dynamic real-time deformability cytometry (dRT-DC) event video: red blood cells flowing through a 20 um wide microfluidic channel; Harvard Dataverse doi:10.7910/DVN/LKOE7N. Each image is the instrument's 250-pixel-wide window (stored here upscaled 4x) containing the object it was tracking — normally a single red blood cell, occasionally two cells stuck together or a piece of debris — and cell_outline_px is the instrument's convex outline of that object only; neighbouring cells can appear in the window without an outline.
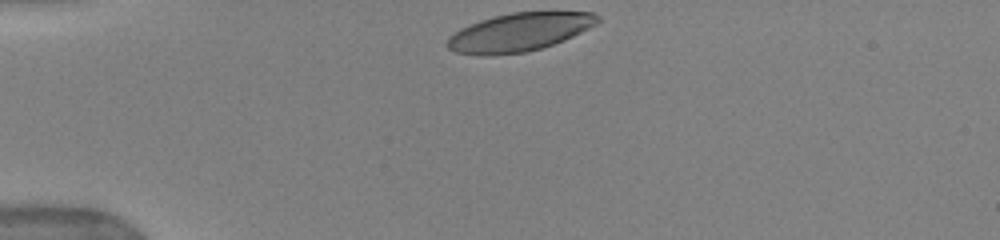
{"species": "human", "species_latin": "Homo sapiens", "temperature_condition": "warm", "stored_images_in_passage": 24, "camera_frame_rate_fps": 3000, "um_per_image_px": 0.085, "donor": {"sex": "female"}, "frame": {"image": 1, "passage_image": 1, "time_ms": 0.0, "image_size_px": [1000, 240], "cell_outline_px": [[600, 20], [596, 24], [564, 40], [540, 48], [524, 52], [488, 56], [456, 52], [448, 48], [444, 44], [448, 36], [460, 28], [468, 24], [492, 16], [512, 12], [592, 12], [600, 16]], "centroid_in_image_um": [44.08, 2.73], "position_along_channel_um": 40.9, "area_um2": 33.52}}